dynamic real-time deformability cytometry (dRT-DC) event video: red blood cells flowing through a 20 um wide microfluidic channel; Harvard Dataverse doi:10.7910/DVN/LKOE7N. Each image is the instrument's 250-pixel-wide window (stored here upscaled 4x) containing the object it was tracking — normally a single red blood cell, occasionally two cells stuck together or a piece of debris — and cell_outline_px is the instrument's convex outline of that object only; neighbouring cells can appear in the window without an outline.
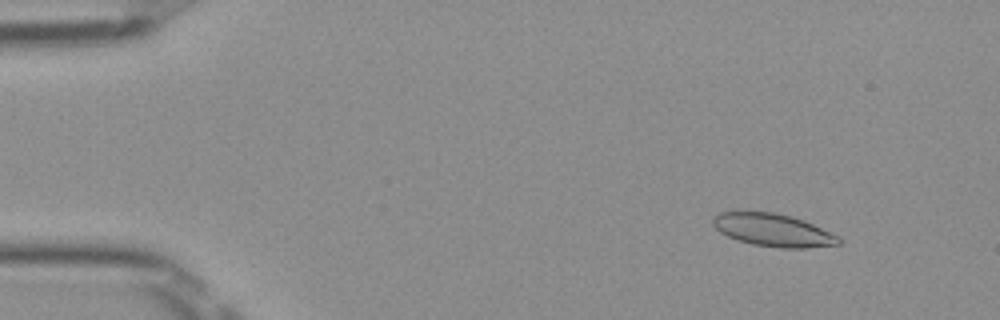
{"species": "Egyptian fruit bat (a non-hibernating species)", "species_latin": "Rousettus aegyptiacus", "temperature_condition": "room temperature", "stored_images_in_passage": 48, "camera_frame_rate_fps": 3000, "um_per_image_px": 0.085, "frame": {"image": 1, "passage_image": 3, "time_ms": 0.667, "image_size_px": [1000, 320], "cell_outline_px": [[840, 244], [808, 248], [780, 248], [752, 244], [736, 240], [720, 232], [712, 224], [712, 216], [720, 212], [776, 212], [792, 216], [804, 220], [840, 236]], "centroid_in_image_um": [65.72, 19.56], "position_along_channel_um": 19.3, "area_um2": 24.16}}
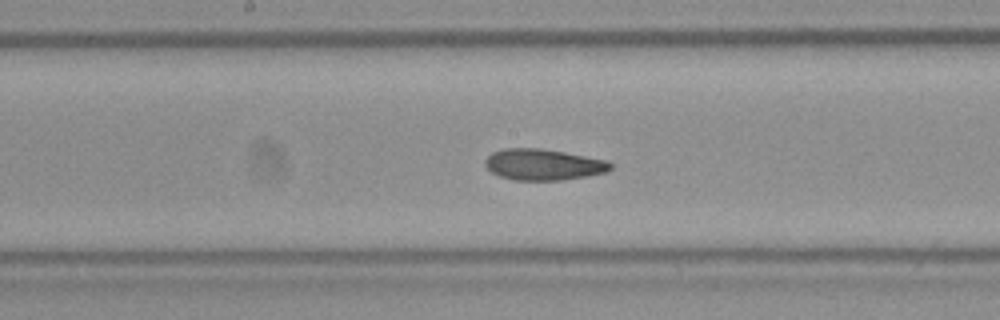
{"frame": {"image": 2, "passage_image": 24, "time_ms": 7.667, "image_size_px": [1000, 320], "cell_outline_px": [[612, 168], [608, 172], [588, 176], [560, 180], [512, 180], [500, 176], [492, 172], [484, 164], [484, 160], [492, 152], [504, 148], [540, 148], [564, 152], [608, 160], [612, 164]], "centroid_in_image_um": [46.19, 13.99], "position_along_channel_um": 202.0, "area_um2": 22.89}}
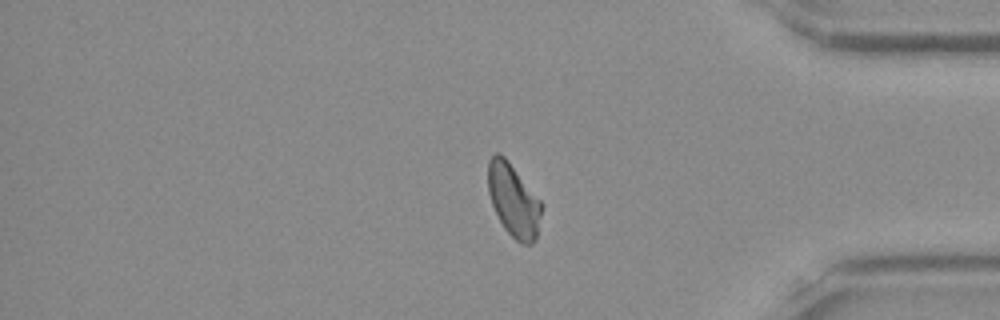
{"frame": {"image": 3, "passage_image": 40, "time_ms": 13.0, "image_size_px": [1000, 320], "cell_outline_px": [[544, 204], [536, 240], [532, 244], [520, 244], [504, 228], [492, 204], [488, 192], [488, 160], [496, 152], [500, 152], [508, 160]], "centroid_in_image_um": [43.67, 17.03], "position_along_channel_um": 391.5, "area_um2": 22.95}, "authors_computed_cell_mechanics": {"area_um2": 23.0622, "velocity_mm_per_s": 3.9717, "shape_relaxation_time_tau1_ms": 8.4583, "shape_relaxation_time_tau2_ms": 2.6851, "deformation_change_tau1": 0.1773, "deformation_change_tau2": 0.0947}}